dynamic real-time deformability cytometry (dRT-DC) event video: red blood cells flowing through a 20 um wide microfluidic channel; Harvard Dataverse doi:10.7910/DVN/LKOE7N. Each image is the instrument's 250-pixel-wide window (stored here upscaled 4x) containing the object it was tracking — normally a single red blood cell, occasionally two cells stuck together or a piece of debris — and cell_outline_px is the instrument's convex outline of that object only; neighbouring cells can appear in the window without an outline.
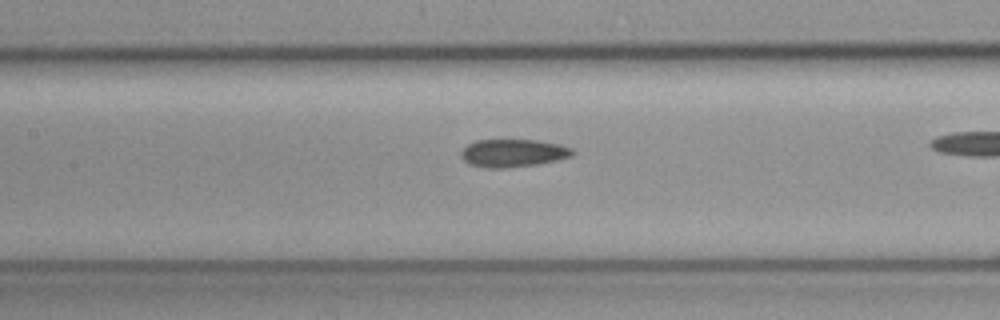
{"species": "common noctule bat (a hibernating species)", "species_latin": "Nyctalus noctula", "temperature_condition": "cold", "stored_images_in_passage": 25, "camera_frame_rate_fps": 3000, "um_per_image_px": 0.085, "animal": {"sex": "female", "body_mass_g": 19.3, "forearm_length_mm": 54.1}, "frame": {"image": 1, "passage_image": 8, "time_ms": 2.333, "image_size_px": [1000, 320], "cell_outline_px": [[572, 156], [556, 160], [536, 164], [504, 168], [488, 168], [468, 164], [460, 156], [460, 152], [468, 144], [476, 140], [536, 140], [560, 144], [572, 148]], "centroid_in_image_um": [43.57, 13.01], "position_along_channel_um": 163.8, "area_um2": 17.98}}
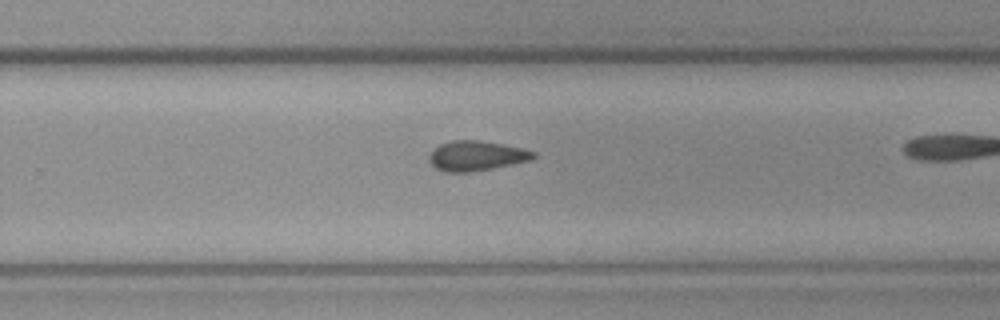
{"frame": {"image": 2, "passage_image": 18, "time_ms": 5.667, "image_size_px": [1000, 320], "cell_outline_px": [[536, 156], [528, 160], [512, 164], [468, 172], [444, 172], [436, 168], [428, 160], [428, 156], [440, 144], [452, 140], [480, 140], [520, 148], [536, 152]], "centroid_in_image_um": [40.45, 13.24], "position_along_channel_um": 289.4, "area_um2": 17.8}}